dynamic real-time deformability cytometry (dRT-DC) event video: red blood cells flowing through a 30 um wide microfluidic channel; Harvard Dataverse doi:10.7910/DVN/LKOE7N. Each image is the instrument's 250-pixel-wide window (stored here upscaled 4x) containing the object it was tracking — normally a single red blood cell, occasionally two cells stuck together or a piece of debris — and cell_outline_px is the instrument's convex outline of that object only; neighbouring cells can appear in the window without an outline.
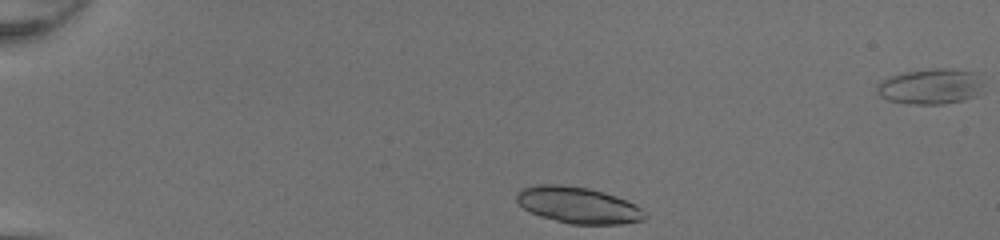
{"species": "common noctule bat (a hibernating species)", "species_latin": "Nyctalus noctula", "temperature_condition": "room temperature", "stored_images_in_passage": 39, "camera_frame_rate_fps": 3000, "um_per_image_px": 0.085, "animal": {"sex": "female", "body_mass_g": 20.0, "forearm_length_mm": 54.0}, "frame": {"image": 1, "passage_image": 1, "time_ms": 0.0, "image_size_px": [1000, 240], "cell_outline_px": [[648, 216], [644, 220], [620, 224], [568, 224], [540, 216], [528, 212], [516, 200], [516, 192], [524, 188], [536, 184], [560, 184], [588, 188], [604, 192], [616, 196], [636, 204]], "centroid_in_image_um": [49.13, 17.44], "position_along_channel_um": 35.9, "area_um2": 27.34}}
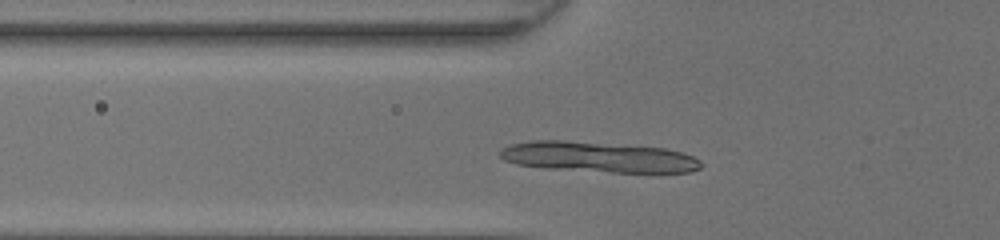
{"frame": {"image": 2, "passage_image": 9, "time_ms": 2.667, "image_size_px": [1000, 240], "cell_outline_px": [[704, 164], [700, 168], [692, 172], [612, 172], [544, 168], [516, 164], [504, 160], [500, 156], [500, 148], [512, 144], [532, 140], [564, 140], [668, 148], [684, 152], [700, 160]], "centroid_in_image_um": [50.88, 13.34], "position_along_channel_um": 74.9, "area_um2": 35.95}}